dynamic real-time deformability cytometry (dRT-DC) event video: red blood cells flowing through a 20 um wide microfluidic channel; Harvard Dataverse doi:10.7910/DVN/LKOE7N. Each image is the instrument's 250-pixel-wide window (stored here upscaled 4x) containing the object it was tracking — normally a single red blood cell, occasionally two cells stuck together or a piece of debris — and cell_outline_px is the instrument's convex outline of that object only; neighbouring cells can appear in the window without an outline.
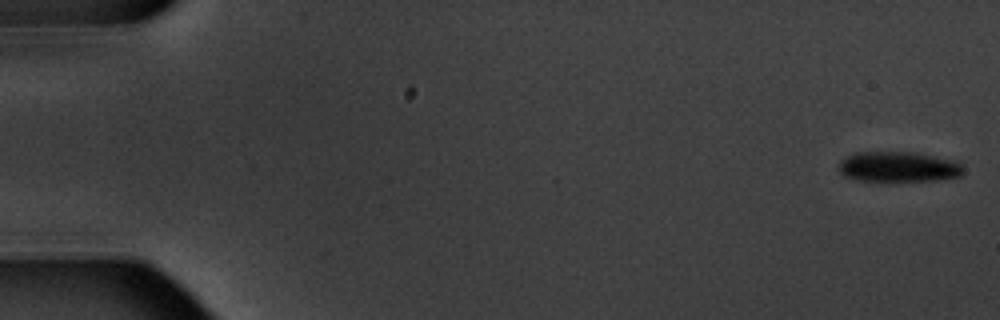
{"species": "common noctule bat (a hibernating species)", "species_latin": "Nyctalus noctula", "temperature_condition": "warm", "stored_images_in_passage": 6, "camera_frame_rate_fps": 3000, "um_per_image_px": 0.085, "animal": {"sex": "male", "body_mass_g": 20.1, "forearm_length_mm": 53.5}, "frame": {"image": 1, "passage_image": 1, "time_ms": 0.0, "image_size_px": [1000, 320], "cell_outline_px": [[964, 172], [960, 176], [936, 180], [856, 180], [844, 176], [840, 172], [840, 160], [852, 152], [912, 152], [952, 160], [960, 164], [964, 168]], "centroid_in_image_um": [76.33, 14.17], "position_along_channel_um": 8.7, "area_um2": 21.73}}
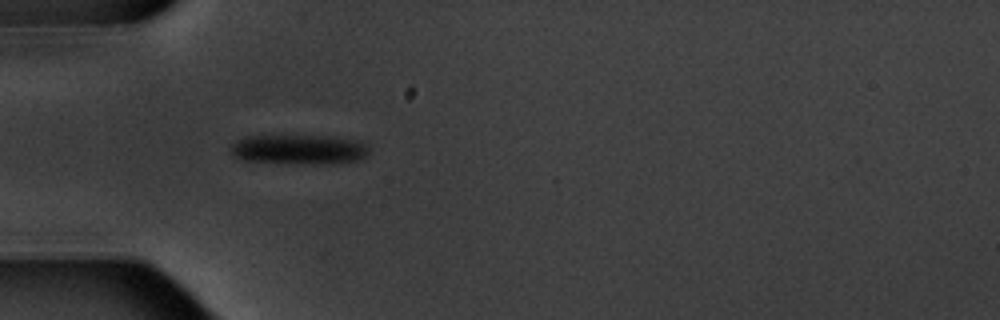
{"frame": {"image": 2, "passage_image": 5, "time_ms": 5.667, "image_size_px": [1000, 320], "cell_outline_px": [[368, 152], [364, 156], [356, 160], [320, 164], [240, 160], [232, 156], [232, 144], [236, 140], [244, 136], [332, 136], [360, 140], [368, 144]], "centroid_in_image_um": [25.41, 12.68], "position_along_channel_um": 59.6, "area_um2": 23.81}}
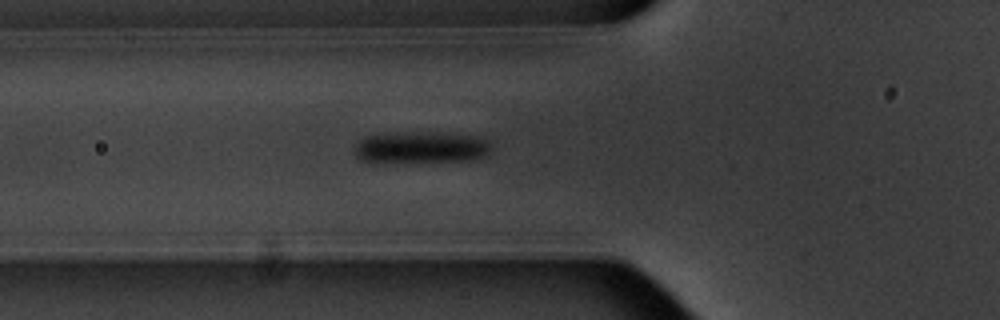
{"frame": {"image": 3, "passage_image": 6, "time_ms": 6.667, "image_size_px": [1000, 320], "cell_outline_px": [[492, 148], [488, 156], [468, 160], [360, 160], [356, 156], [356, 144], [364, 136], [420, 132], [480, 136], [492, 140]], "centroid_in_image_um": [35.94, 12.5], "position_along_channel_um": 89.9, "area_um2": 24.28}}